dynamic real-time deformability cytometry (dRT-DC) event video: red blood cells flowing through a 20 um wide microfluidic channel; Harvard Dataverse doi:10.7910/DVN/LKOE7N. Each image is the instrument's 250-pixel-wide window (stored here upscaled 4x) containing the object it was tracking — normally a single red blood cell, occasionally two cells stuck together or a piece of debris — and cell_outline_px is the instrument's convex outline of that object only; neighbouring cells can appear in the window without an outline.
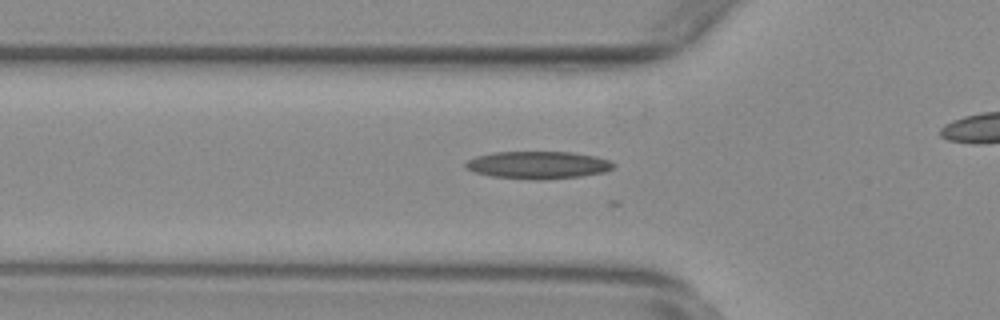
{"species": "common noctule bat (a hibernating species)", "species_latin": "Nyctalus noctula", "temperature_condition": "warm", "stored_images_in_passage": 26, "camera_frame_rate_fps": 3000, "um_per_image_px": 0.085, "animal": {"sex": "female", "body_mass_g": 29.2, "forearm_length_mm": 56.3}, "frame": {"image": 1, "passage_image": 18, "time_ms": 5.667, "image_size_px": [1000, 320], "cell_outline_px": [[616, 168], [604, 172], [580, 176], [540, 180], [532, 180], [492, 176], [476, 172], [468, 168], [464, 164], [468, 160], [476, 156], [492, 152], [572, 152], [592, 156], [608, 160], [616, 164]], "centroid_in_image_um": [45.75, 14.03], "position_along_channel_um": 80.0, "area_um2": 23.58}}
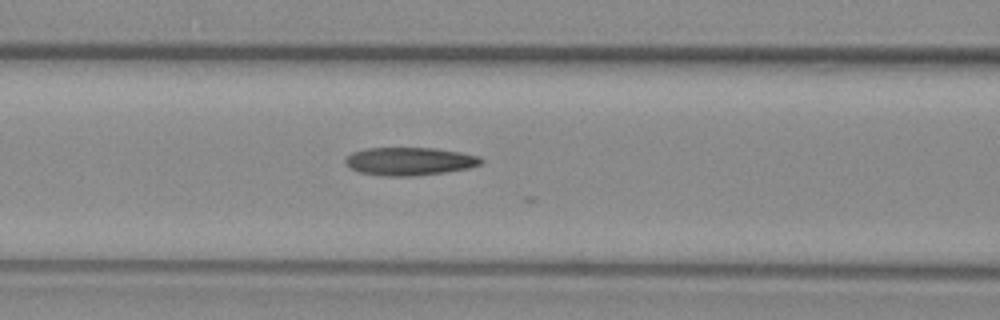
{"frame": {"image": 2, "passage_image": 22, "time_ms": 7.0, "image_size_px": [1000, 320], "cell_outline_px": [[484, 160], [480, 164], [468, 168], [444, 172], [416, 176], [384, 176], [360, 172], [348, 168], [344, 164], [344, 160], [352, 152], [364, 148], [436, 148], [460, 152], [480, 156]], "centroid_in_image_um": [34.78, 13.71], "position_along_channel_um": 131.8, "area_um2": 22.31}}
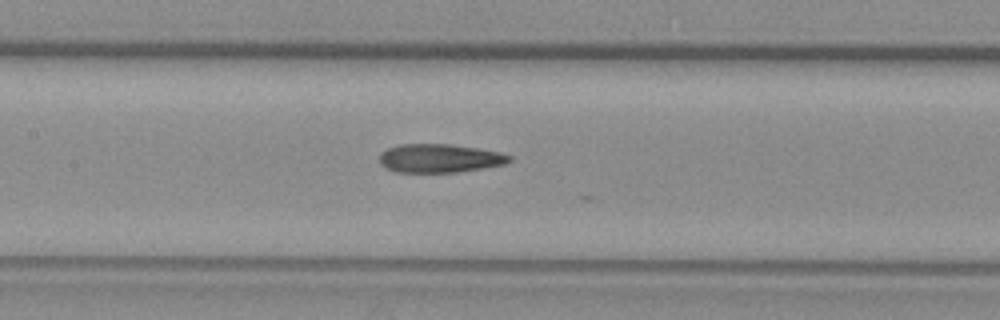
{"frame": {"image": 3, "passage_image": 25, "time_ms": 8.0, "image_size_px": [1000, 320], "cell_outline_px": [[512, 160], [504, 164], [484, 168], [456, 172], [396, 172], [380, 164], [380, 156], [388, 148], [400, 144], [448, 144], [476, 148], [500, 152], [512, 156]], "centroid_in_image_um": [37.4, 13.45], "position_along_channel_um": 170.0, "area_um2": 21.44}}